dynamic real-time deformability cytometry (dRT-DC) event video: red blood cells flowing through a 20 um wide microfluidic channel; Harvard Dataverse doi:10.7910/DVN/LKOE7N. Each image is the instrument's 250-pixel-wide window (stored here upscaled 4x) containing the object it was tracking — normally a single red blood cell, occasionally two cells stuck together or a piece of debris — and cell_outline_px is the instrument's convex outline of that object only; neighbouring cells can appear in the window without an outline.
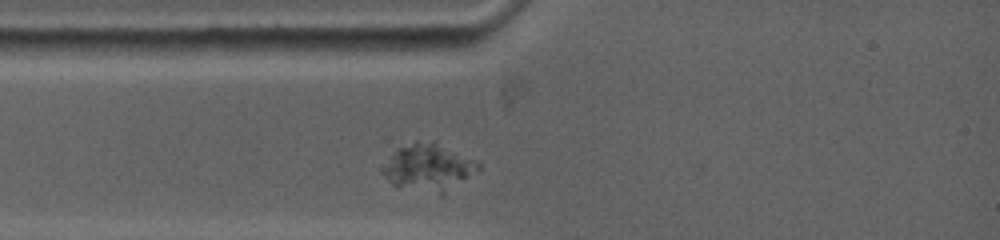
{"species": "common noctule bat (a hibernating species)", "species_latin": "Nyctalus noctula", "temperature_condition": "warm", "stored_images_in_passage": 63, "camera_frame_rate_fps": 5000, "um_per_image_px": 0.085, "animal": {"sex": "female", "body_mass_g": 19.0, "forearm_length_mm": 53.3}, "frame": {"image": 1, "passage_image": 6, "time_ms": 1.0, "image_size_px": [1000, 240], "cell_outline_px": [[480, 168], [440, 196], [396, 188], [380, 172], [396, 148], [416, 140], [436, 140], [476, 160], [480, 164]], "centroid_in_image_um": [36.39, 14.22], "position_along_channel_um": 48.6, "area_um2": 26.88}}
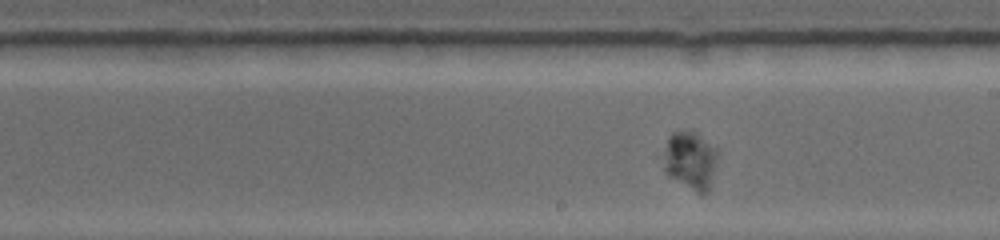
{"frame": {"image": 2, "passage_image": 31, "time_ms": 6.0, "image_size_px": [1000, 240], "cell_outline_px": [[716, 152], [708, 192], [704, 196], [700, 196], [668, 176], [664, 172], [664, 168], [668, 140], [672, 132], [688, 128], [696, 132], [716, 148]], "centroid_in_image_um": [58.66, 13.65], "position_along_channel_um": 230.3, "area_um2": 18.09}}
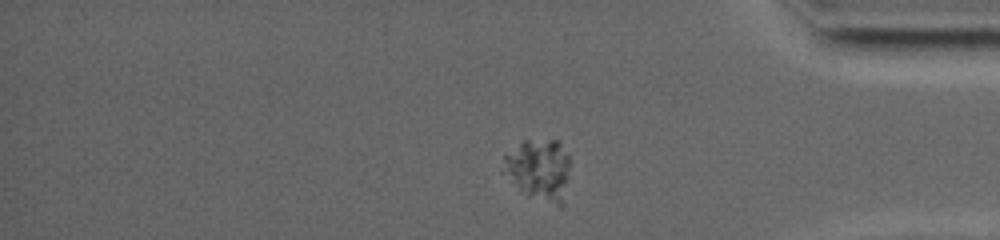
{"frame": {"image": 3, "passage_image": 55, "time_ms": 10.8, "image_size_px": [1000, 240], "cell_outline_px": [[568, 164], [564, 204], [560, 208], [520, 188], [508, 168], [504, 160], [504, 156], [524, 140], [560, 140], [568, 156]], "centroid_in_image_um": [45.93, 14.37], "position_along_channel_um": 389.3, "area_um2": 22.31}}